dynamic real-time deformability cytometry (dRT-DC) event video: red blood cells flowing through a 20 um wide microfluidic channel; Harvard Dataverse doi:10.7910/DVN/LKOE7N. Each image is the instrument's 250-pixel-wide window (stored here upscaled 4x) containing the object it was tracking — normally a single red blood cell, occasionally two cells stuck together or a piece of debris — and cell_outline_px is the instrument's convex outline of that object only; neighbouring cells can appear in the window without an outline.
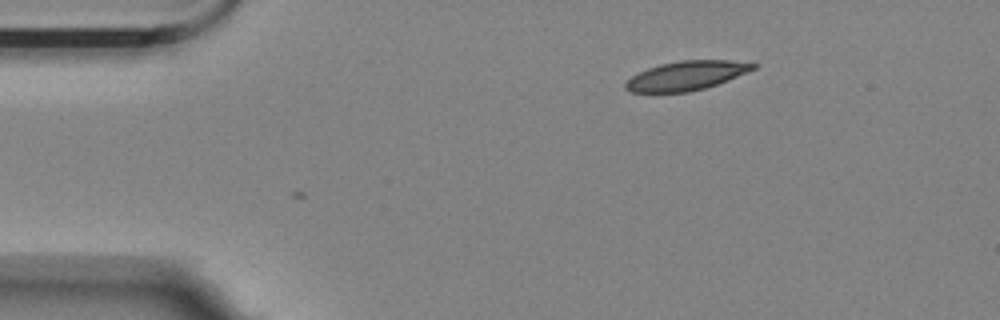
{"species": "Egyptian fruit bat (a non-hibernating species)", "species_latin": "Rousettus aegyptiacus", "temperature_condition": "room temperature", "stored_images_in_passage": 3, "camera_frame_rate_fps": 3000, "um_per_image_px": 0.085, "animal": {"sex": "female"}, "frame": {"image": 1, "passage_image": 1, "time_ms": 0.0, "image_size_px": [1000, 320], "cell_outline_px": [[756, 68], [748, 72], [728, 80], [704, 88], [688, 92], [632, 92], [624, 88], [624, 84], [632, 76], [648, 68], [660, 64], [680, 60], [728, 60], [756, 64]], "centroid_in_image_um": [58.33, 6.43], "position_along_channel_um": 26.7, "area_um2": 21.44}}